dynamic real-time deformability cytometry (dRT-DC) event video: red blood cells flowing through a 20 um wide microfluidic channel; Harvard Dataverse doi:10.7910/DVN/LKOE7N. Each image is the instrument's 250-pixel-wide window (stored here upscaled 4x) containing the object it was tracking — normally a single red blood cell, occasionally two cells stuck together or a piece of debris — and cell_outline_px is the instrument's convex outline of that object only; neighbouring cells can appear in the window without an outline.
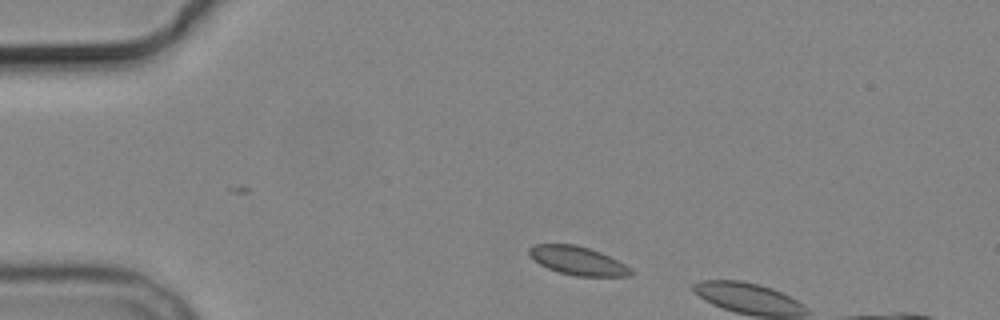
{"species": "common noctule bat (a hibernating species)", "species_latin": "Nyctalus noctula", "temperature_condition": "cold", "stored_images_in_passage": 2, "camera_frame_rate_fps": 3000, "um_per_image_px": 0.085, "animal": {"sex": "male", "body_mass_g": 19.2, "forearm_length_mm": 51.8}, "frame": {"image": 1, "passage_image": 1, "time_ms": 0.0, "image_size_px": [1000, 320], "cell_outline_px": [[632, 272], [628, 276], [576, 276], [560, 272], [548, 268], [532, 260], [528, 252], [528, 248], [536, 244], [576, 244], [600, 252], [624, 264]], "centroid_in_image_um": [49.04, 22.15], "position_along_channel_um": 36.0, "area_um2": 16.65}}